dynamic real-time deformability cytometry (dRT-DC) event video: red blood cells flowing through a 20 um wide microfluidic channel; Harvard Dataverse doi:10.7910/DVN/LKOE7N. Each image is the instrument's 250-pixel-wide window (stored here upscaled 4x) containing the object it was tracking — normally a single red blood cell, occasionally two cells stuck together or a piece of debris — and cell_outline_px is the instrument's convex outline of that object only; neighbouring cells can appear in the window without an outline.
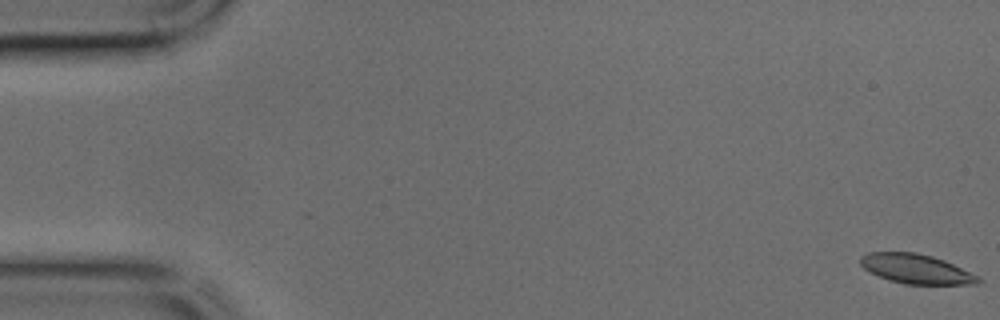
{"species": "common noctule bat (a hibernating species)", "species_latin": "Nyctalus noctula", "temperature_condition": "cold", "stored_images_in_passage": 46, "camera_frame_rate_fps": 3000, "um_per_image_px": 0.085, "animal": {"sex": "male", "body_mass_g": 17.9, "forearm_length_mm": 54.2}, "frame": {"image": 1, "passage_image": 1, "time_ms": 0.0, "image_size_px": [1000, 320], "cell_outline_px": [[984, 280], [980, 284], [904, 284], [888, 280], [864, 268], [860, 264], [860, 256], [868, 252], [916, 252], [932, 256], [944, 260]], "centroid_in_image_um": [77.85, 22.85], "position_along_channel_um": 7.1, "area_um2": 20.06}}
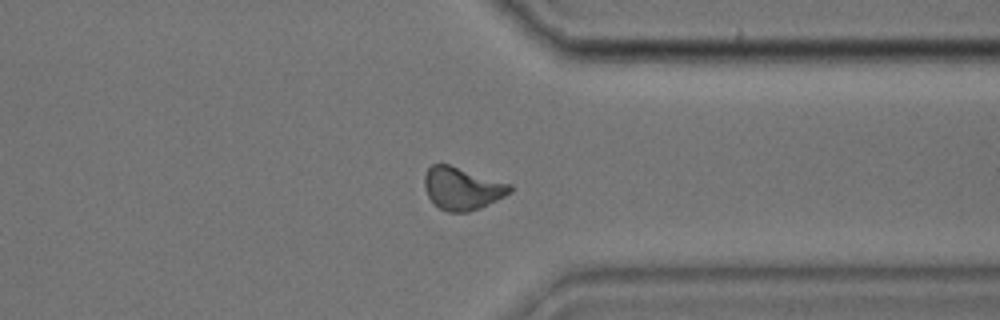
{"frame": {"image": 2, "passage_image": 35, "time_ms": 11.333, "image_size_px": [1000, 320], "cell_outline_px": [[512, 192], [480, 208], [468, 212], [448, 212], [440, 208], [428, 196], [424, 184], [424, 176], [428, 168], [432, 164], [448, 164], [512, 184]], "centroid_in_image_um": [39.29, 16.01], "position_along_channel_um": 372.1, "area_um2": 21.04}}
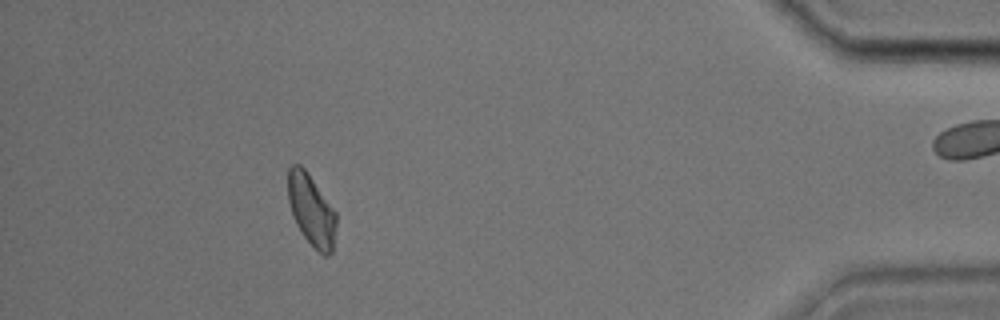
{"frame": {"image": 3, "passage_image": 41, "time_ms": 13.333, "image_size_px": [1000, 320], "cell_outline_px": [[336, 228], [332, 252], [328, 256], [324, 256], [304, 236], [296, 224], [292, 216], [288, 200], [288, 168], [292, 164], [300, 164], [308, 172], [336, 212]], "centroid_in_image_um": [26.46, 17.83], "position_along_channel_um": 408.7, "area_um2": 20.06}}